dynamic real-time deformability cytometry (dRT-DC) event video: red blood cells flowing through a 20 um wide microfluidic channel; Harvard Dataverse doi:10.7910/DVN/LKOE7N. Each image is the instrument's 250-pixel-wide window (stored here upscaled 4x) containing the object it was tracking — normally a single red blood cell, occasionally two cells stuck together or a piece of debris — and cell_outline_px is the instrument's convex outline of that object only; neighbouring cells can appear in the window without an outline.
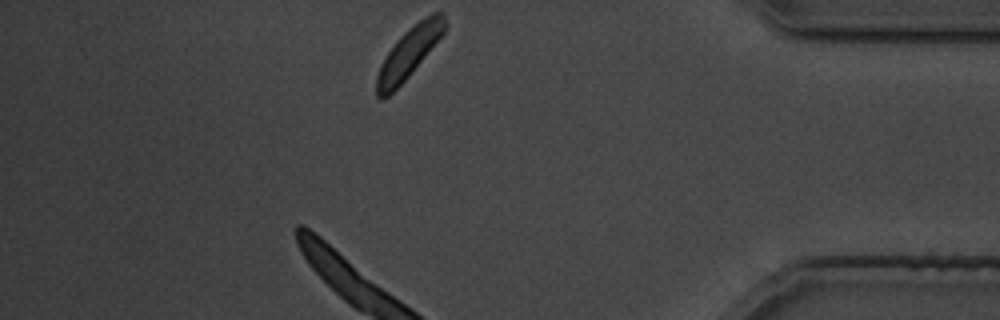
{"species": "common noctule bat (a hibernating species)", "species_latin": "Nyctalus noctula", "temperature_condition": "cold", "stored_images_in_passage": 25, "camera_frame_rate_fps": 3000, "um_per_image_px": 0.085, "animal": {"sex": "male", "body_mass_g": 19.5, "forearm_length_mm": 54.6}, "frame": {"image": 1, "passage_image": 25, "time_ms": 29.667, "image_size_px": [1000, 320], "cell_outline_px": [[444, 32], [408, 76], [384, 100], [380, 100], [376, 96], [376, 76], [380, 64], [396, 40], [408, 28], [432, 12], [444, 12]], "centroid_in_image_um": [34.69, 4.51], "position_along_channel_um": 400.5, "area_um2": 19.54}}